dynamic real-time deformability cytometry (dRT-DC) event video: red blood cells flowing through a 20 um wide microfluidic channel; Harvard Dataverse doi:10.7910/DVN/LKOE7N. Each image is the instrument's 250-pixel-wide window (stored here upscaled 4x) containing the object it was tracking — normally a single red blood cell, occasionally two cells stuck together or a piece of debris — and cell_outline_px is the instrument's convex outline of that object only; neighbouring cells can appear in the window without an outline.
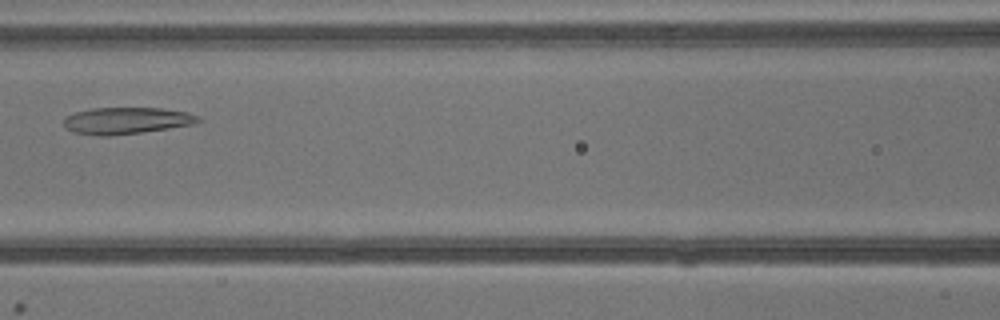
{"species": "common noctule bat (a hibernating species)", "species_latin": "Nyctalus noctula", "temperature_condition": "warm", "stored_images_in_passage": 4, "camera_frame_rate_fps": 3000, "um_per_image_px": 0.085, "animal": {"sex": "male", "body_mass_g": 13.3}, "frame": {"image": 1, "passage_image": 4, "time_ms": 3.333, "image_size_px": [1000, 320], "cell_outline_px": [[204, 120], [196, 124], [140, 132], [108, 136], [96, 136], [72, 132], [64, 128], [64, 116], [76, 112], [92, 108], [164, 108], [188, 112]], "centroid_in_image_um": [10.73, 10.25], "position_along_channel_um": 155.9, "area_um2": 21.1}}